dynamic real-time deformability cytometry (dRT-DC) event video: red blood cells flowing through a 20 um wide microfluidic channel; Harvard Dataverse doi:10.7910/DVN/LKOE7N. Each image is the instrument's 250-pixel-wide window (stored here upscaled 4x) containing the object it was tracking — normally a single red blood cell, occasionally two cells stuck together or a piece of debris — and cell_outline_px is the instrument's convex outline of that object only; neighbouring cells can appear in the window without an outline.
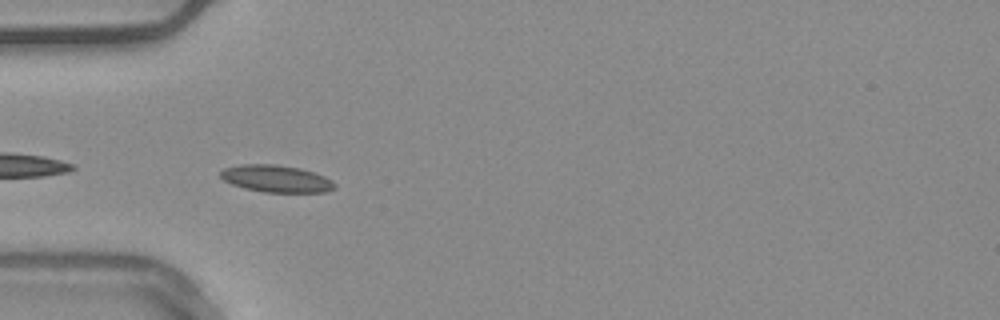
{"species": "common noctule bat (a hibernating species)", "species_latin": "Nyctalus noctula", "temperature_condition": "warm", "stored_images_in_passage": 11, "camera_frame_rate_fps": 3000, "um_per_image_px": 0.085, "animal": {"sex": "male", "body_mass_g": 20.4}, "frame": {"image": 1, "passage_image": 2, "time_ms": 0.333, "image_size_px": [1000, 320], "cell_outline_px": [[336, 188], [324, 192], [264, 192], [244, 188], [232, 184], [224, 180], [220, 176], [220, 172], [224, 168], [240, 164], [276, 164], [300, 168], [324, 176], [332, 180], [336, 184]], "centroid_in_image_um": [23.48, 15.18], "position_along_channel_um": 61.5, "area_um2": 18.03}}
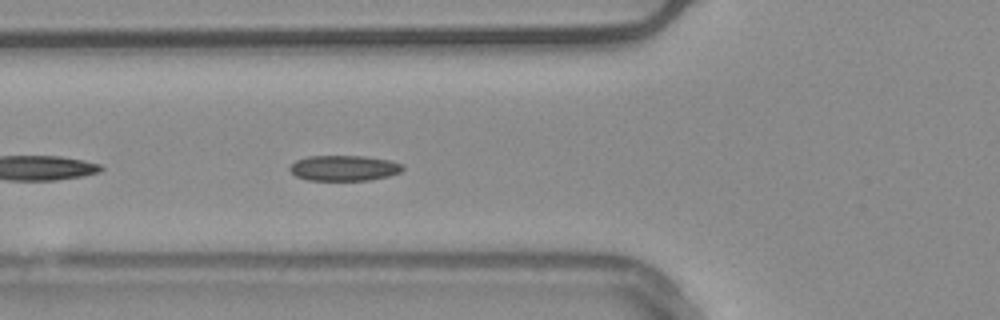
{"frame": {"image": 2, "passage_image": 5, "time_ms": 1.333, "image_size_px": [1000, 320], "cell_outline_px": [[404, 168], [400, 172], [388, 176], [368, 180], [308, 180], [296, 176], [288, 168], [296, 160], [308, 156], [364, 156], [388, 160], [404, 164]], "centroid_in_image_um": [29.25, 14.28], "position_along_channel_um": 96.6, "area_um2": 16.7}}